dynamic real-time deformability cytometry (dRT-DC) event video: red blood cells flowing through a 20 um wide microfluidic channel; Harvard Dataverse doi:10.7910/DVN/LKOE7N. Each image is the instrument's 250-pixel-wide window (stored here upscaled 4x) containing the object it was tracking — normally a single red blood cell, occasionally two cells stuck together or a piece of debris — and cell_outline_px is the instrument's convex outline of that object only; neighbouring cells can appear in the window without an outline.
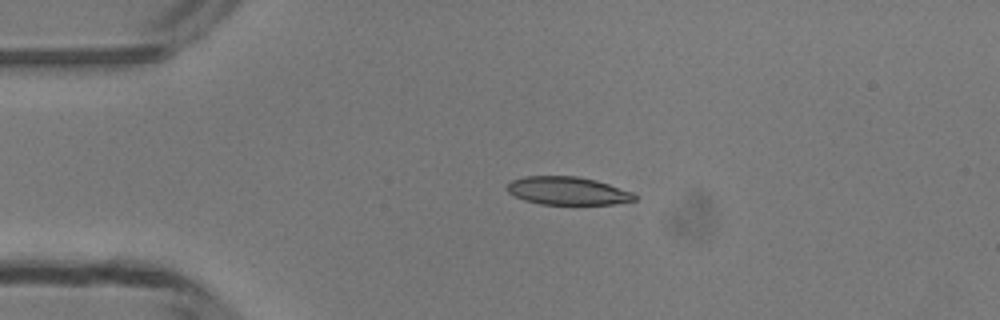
{"species": "common noctule bat (a hibernating species)", "species_latin": "Nyctalus noctula", "temperature_condition": "room temperature", "stored_images_in_passage": 25, "camera_frame_rate_fps": 3000, "um_per_image_px": 0.085, "animal": {"sex": "male", "body_mass_g": 13.3}, "frame": {"image": 1, "passage_image": 1, "time_ms": 0.0, "image_size_px": [1000, 320], "cell_outline_px": [[636, 200], [616, 204], [540, 204], [524, 200], [508, 192], [504, 188], [512, 180], [524, 176], [576, 176], [596, 180], [632, 192], [636, 196]], "centroid_in_image_um": [48.23, 16.22], "position_along_channel_um": 36.8, "area_um2": 20.81}}
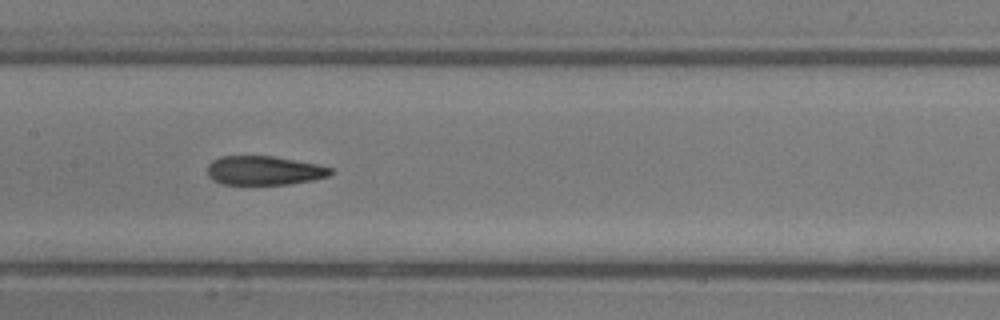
{"frame": {"image": 2, "passage_image": 14, "time_ms": 4.333, "image_size_px": [1000, 320], "cell_outline_px": [[332, 172], [328, 176], [312, 180], [288, 184], [220, 184], [212, 180], [208, 176], [208, 164], [212, 160], [220, 156], [272, 156], [316, 164], [332, 168]], "centroid_in_image_um": [22.4, 14.49], "position_along_channel_um": 185.0, "area_um2": 20.75}}
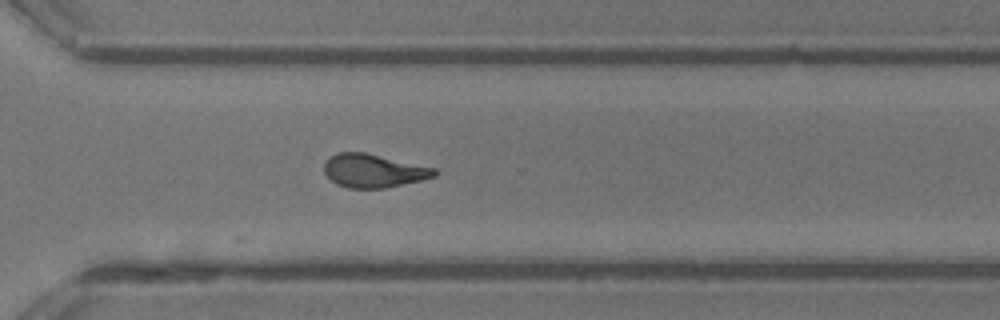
{"frame": {"image": 3, "passage_image": 25, "time_ms": 8.0, "image_size_px": [1000, 320], "cell_outline_px": [[436, 176], [420, 180], [384, 188], [348, 188], [336, 184], [324, 172], [324, 164], [336, 152], [364, 152], [436, 168]], "centroid_in_image_um": [31.74, 14.51], "position_along_channel_um": 338.9, "area_um2": 21.21}}